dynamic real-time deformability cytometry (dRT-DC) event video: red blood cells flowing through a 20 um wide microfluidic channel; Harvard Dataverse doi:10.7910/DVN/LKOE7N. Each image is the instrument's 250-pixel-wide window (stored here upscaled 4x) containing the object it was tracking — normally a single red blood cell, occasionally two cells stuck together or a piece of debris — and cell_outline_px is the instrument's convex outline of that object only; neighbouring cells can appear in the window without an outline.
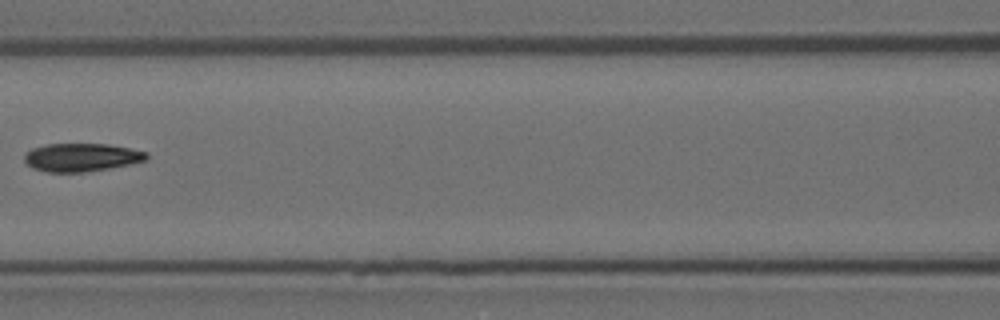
{"species": "Egyptian fruit bat (a non-hibernating species)", "species_latin": "Rousettus aegyptiacus", "temperature_condition": "room temperature", "stored_images_in_passage": 4, "camera_frame_rate_fps": 3000, "um_per_image_px": 0.085, "animal": {"sex": "female"}, "frame": {"image": 1, "passage_image": 4, "time_ms": 1.0, "image_size_px": [1000, 320], "cell_outline_px": [[148, 156], [144, 160], [128, 164], [108, 168], [84, 172], [48, 172], [32, 168], [24, 160], [24, 156], [32, 148], [48, 144], [108, 144], [148, 152]], "centroid_in_image_um": [6.9, 13.37], "position_along_channel_um": 159.7, "area_um2": 19.77}}